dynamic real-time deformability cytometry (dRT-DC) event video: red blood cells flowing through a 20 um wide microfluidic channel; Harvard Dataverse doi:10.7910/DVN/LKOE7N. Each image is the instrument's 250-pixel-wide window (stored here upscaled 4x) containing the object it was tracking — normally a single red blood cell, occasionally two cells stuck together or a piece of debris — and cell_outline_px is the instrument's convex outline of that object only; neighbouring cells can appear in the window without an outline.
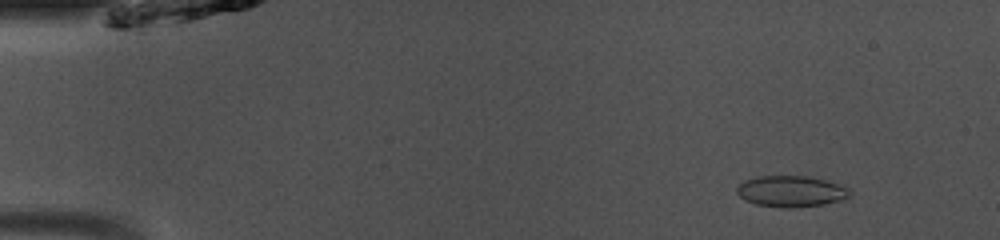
{"species": "common noctule bat (a hibernating species)", "species_latin": "Nyctalus noctula", "temperature_condition": "room temperature", "stored_images_in_passage": 48, "camera_frame_rate_fps": 3000, "um_per_image_px": 0.085, "animal": {"sex": "male", "body_mass_g": 13.0, "forearm_length_mm": 53.1}, "frame": {"image": 1, "passage_image": 5, "time_ms": 1.333, "image_size_px": [1000, 240], "cell_outline_px": [[852, 196], [848, 200], [824, 204], [792, 208], [780, 208], [756, 204], [744, 200], [736, 192], [736, 188], [744, 180], [756, 176], [808, 176], [840, 184], [848, 188], [852, 192]], "centroid_in_image_um": [67.29, 16.27], "position_along_channel_um": 17.7, "area_um2": 20.92}}
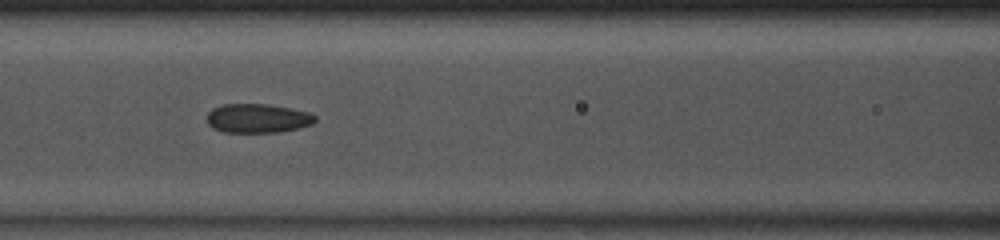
{"frame": {"image": 2, "passage_image": 21, "time_ms": 6.667, "image_size_px": [1000, 240], "cell_outline_px": [[316, 120], [312, 124], [296, 128], [276, 132], [224, 132], [212, 128], [208, 124], [208, 112], [212, 108], [224, 104], [264, 104], [288, 108], [308, 112], [316, 116]], "centroid_in_image_um": [21.87, 10.05], "position_along_channel_um": 144.7, "area_um2": 18.09}}
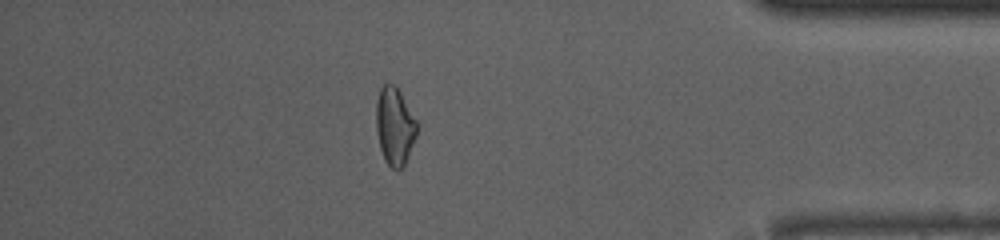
{"frame": {"image": 3, "passage_image": 42, "time_ms": 13.667, "image_size_px": [1000, 240], "cell_outline_px": [[420, 124], [416, 136], [404, 164], [400, 172], [396, 172], [384, 160], [380, 148], [376, 128], [376, 100], [380, 88], [384, 84], [392, 84], [400, 92]], "centroid_in_image_um": [33.56, 10.75], "position_along_channel_um": 401.6, "area_um2": 18.67}, "authors_computed_cell_mechanics": {"area_um2": 18.9295, "velocity_mm_per_s": 4.1325, "shape_relaxation_time_tau1_ms": null, "shape_relaxation_time_tau2_ms": 1.4641, "deformation_change_tau1": null, "deformation_change_tau2": 0.059}}